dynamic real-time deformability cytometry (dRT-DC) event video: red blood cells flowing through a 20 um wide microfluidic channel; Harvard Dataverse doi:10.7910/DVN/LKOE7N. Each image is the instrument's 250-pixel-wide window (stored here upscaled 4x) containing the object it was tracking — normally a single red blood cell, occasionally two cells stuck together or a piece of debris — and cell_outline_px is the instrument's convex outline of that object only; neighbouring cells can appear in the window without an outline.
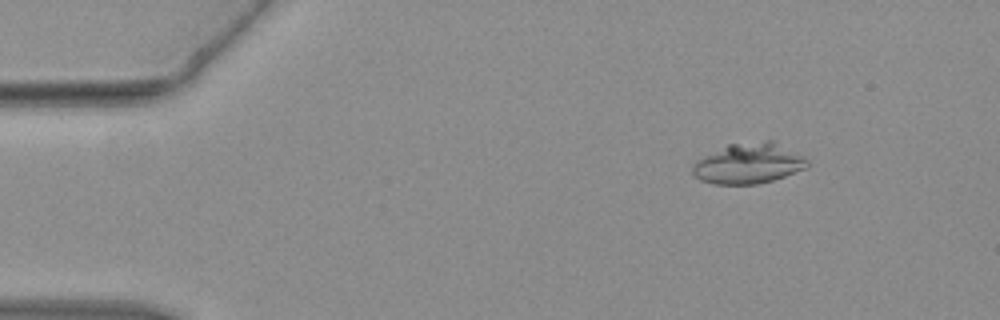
{"species": "common noctule bat (a hibernating species)", "species_latin": "Nyctalus noctula", "temperature_condition": "warm", "stored_images_in_passage": 43, "camera_frame_rate_fps": 3000, "um_per_image_px": 0.085, "animal": {"sex": "female", "body_mass_g": 19.3, "forearm_length_mm": 54.1}, "frame": {"image": 1, "passage_image": 3, "time_ms": 0.667, "image_size_px": [1000, 320], "cell_outline_px": [[808, 164], [804, 168], [784, 176], [772, 180], [756, 184], [716, 184], [700, 180], [692, 172], [692, 164], [696, 160], [728, 144], [764, 140], [776, 140], [804, 156], [808, 160]], "centroid_in_image_um": [63.64, 13.87], "position_along_channel_um": 21.4, "area_um2": 27.11}}
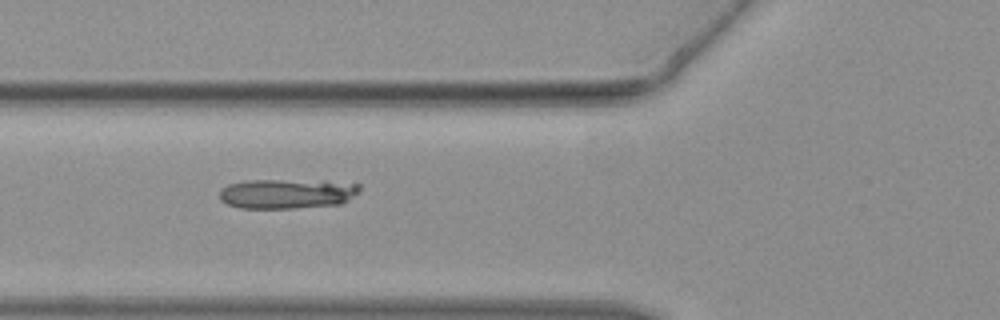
{"frame": {"image": 2, "passage_image": 14, "time_ms": 4.333, "image_size_px": [1000, 320], "cell_outline_px": [[360, 192], [348, 200], [340, 204], [292, 208], [240, 208], [228, 204], [220, 200], [220, 188], [228, 184], [248, 180], [324, 180], [360, 184]], "centroid_in_image_um": [24.42, 16.45], "position_along_channel_um": 101.4, "area_um2": 24.57}}
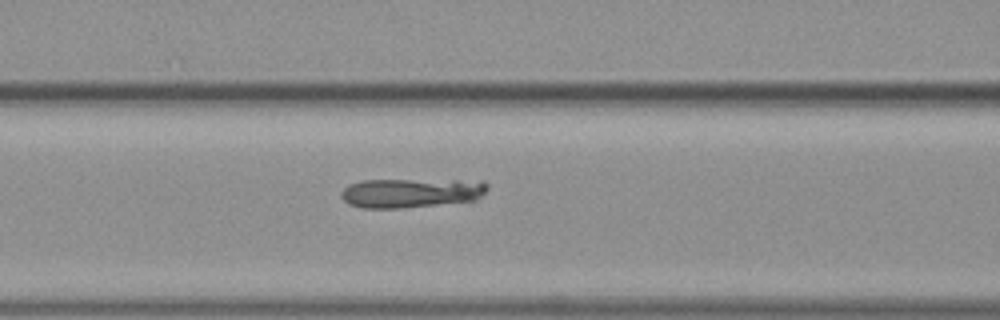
{"frame": {"image": 3, "passage_image": 16, "time_ms": 5.0, "image_size_px": [1000, 320], "cell_outline_px": [[488, 188], [476, 200], [404, 208], [360, 208], [348, 204], [340, 196], [344, 188], [348, 184], [360, 180], [484, 180], [488, 184]], "centroid_in_image_um": [34.93, 16.39], "position_along_channel_um": 131.7, "area_um2": 25.26}}